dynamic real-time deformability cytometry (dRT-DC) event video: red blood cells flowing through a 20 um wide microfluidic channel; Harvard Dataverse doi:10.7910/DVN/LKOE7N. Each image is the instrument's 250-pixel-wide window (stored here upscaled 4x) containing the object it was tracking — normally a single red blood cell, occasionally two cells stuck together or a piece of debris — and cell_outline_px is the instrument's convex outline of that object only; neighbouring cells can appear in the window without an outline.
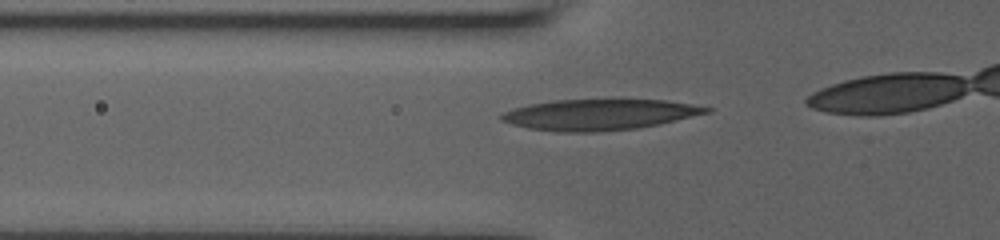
{"species": "human", "species_latin": "Homo sapiens", "temperature_condition": "room temperature", "stored_images_in_passage": 11, "camera_frame_rate_fps": 3000, "um_per_image_px": 0.085, "donor": {"sex": "male"}, "frame": {"image": 1, "passage_image": 7, "time_ms": 4.0, "image_size_px": [1000, 240], "cell_outline_px": [[712, 112], [660, 124], [636, 128], [592, 132], [556, 132], [528, 128], [512, 124], [500, 120], [500, 116], [504, 112], [516, 108], [532, 104], [556, 100], [664, 100], [692, 104], [712, 108]], "centroid_in_image_um": [50.98, 9.75], "position_along_channel_um": 74.8, "area_um2": 36.53}}
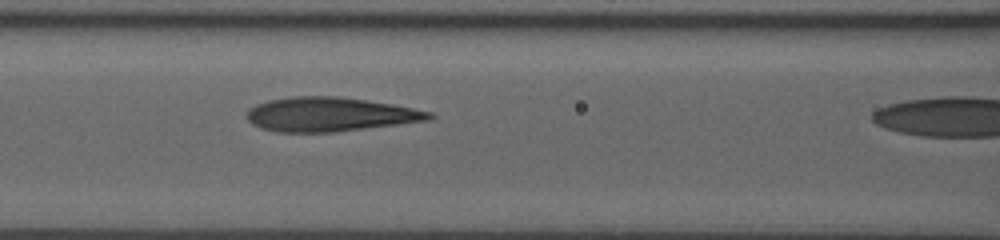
{"frame": {"image": 2, "passage_image": 10, "time_ms": 5.667, "image_size_px": [1000, 240], "cell_outline_px": [[436, 116], [428, 120], [336, 132], [276, 132], [260, 128], [252, 124], [244, 116], [248, 108], [256, 104], [268, 100], [288, 96], [336, 96], [368, 100], [392, 104], [432, 112]], "centroid_in_image_um": [27.98, 9.72], "position_along_channel_um": 138.6, "area_um2": 36.53}}